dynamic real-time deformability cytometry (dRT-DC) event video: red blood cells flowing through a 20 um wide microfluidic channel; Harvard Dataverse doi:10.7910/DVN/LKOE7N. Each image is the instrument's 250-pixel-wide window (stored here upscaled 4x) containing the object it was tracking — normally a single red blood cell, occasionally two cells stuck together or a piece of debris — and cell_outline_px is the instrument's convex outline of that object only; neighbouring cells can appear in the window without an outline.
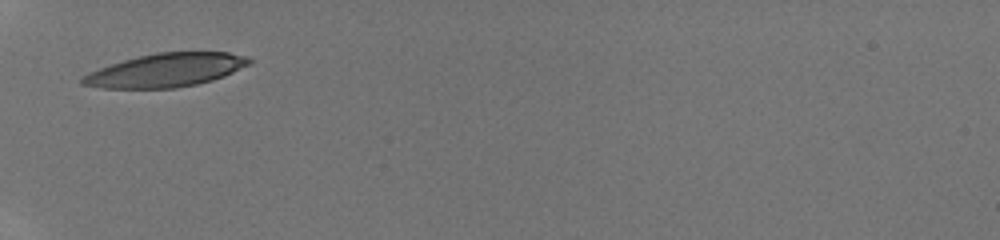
{"species": "human", "species_latin": "Homo sapiens", "temperature_condition": "room temperature", "stored_images_in_passage": 25, "camera_frame_rate_fps": 3000, "um_per_image_px": 0.085, "donor": {"sex": "male"}, "frame": {"image": 1, "passage_image": 1, "time_ms": 0.0, "image_size_px": [1000, 240], "cell_outline_px": [[252, 64], [224, 76], [212, 80], [196, 84], [176, 88], [100, 88], [80, 84], [80, 76], [88, 72], [124, 60], [156, 52], [228, 52], [248, 56], [252, 60]], "centroid_in_image_um": [14.11, 5.97], "position_along_channel_um": 70.9, "area_um2": 32.66}}
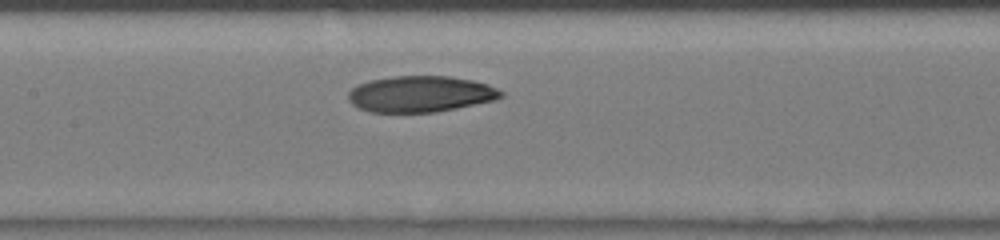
{"frame": {"image": 2, "passage_image": 8, "time_ms": 2.333, "image_size_px": [1000, 240], "cell_outline_px": [[504, 96], [496, 100], [436, 112], [372, 112], [356, 108], [348, 100], [348, 92], [352, 88], [368, 80], [392, 76], [452, 76], [472, 80], [488, 84], [504, 92]], "centroid_in_image_um": [35.74, 7.99], "position_along_channel_um": 171.7, "area_um2": 32.43}}
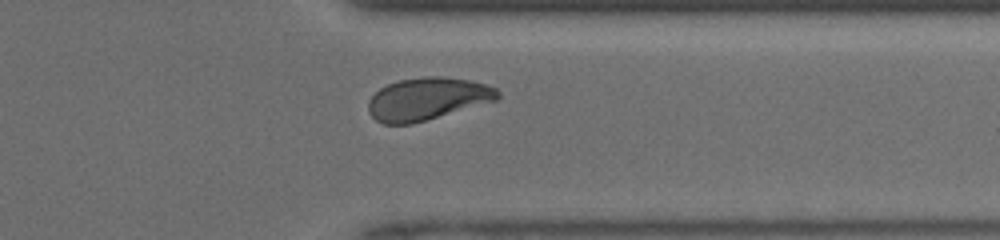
{"frame": {"image": 3, "passage_image": 21, "time_ms": 6.667, "image_size_px": [1000, 240], "cell_outline_px": [[500, 96], [496, 100], [412, 124], [384, 124], [376, 120], [368, 112], [368, 100], [380, 88], [388, 84], [400, 80], [424, 76], [444, 76], [468, 80], [484, 84], [496, 88], [500, 92]], "centroid_in_image_um": [36.3, 8.4], "position_along_channel_um": 375.1, "area_um2": 31.85}}